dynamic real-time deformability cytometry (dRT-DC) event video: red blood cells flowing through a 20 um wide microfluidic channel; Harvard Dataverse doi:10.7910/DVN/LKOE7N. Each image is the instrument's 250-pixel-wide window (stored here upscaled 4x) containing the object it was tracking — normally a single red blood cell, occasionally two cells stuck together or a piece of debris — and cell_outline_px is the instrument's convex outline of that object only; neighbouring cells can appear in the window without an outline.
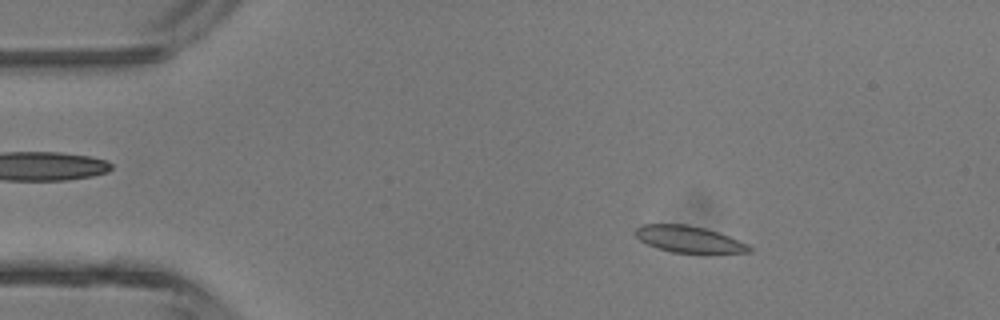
{"species": "common noctule bat (a hibernating species)", "species_latin": "Nyctalus noctula", "temperature_condition": "room temperature", "stored_images_in_passage": 4, "camera_frame_rate_fps": 3000, "um_per_image_px": 0.085, "animal": {"sex": "male", "body_mass_g": 13.3}, "frame": {"image": 1, "passage_image": 2, "time_ms": 1.0, "image_size_px": [1000, 320], "cell_outline_px": [[752, 252], [708, 256], [700, 256], [672, 252], [656, 248], [640, 240], [636, 236], [636, 228], [640, 224], [688, 224], [704, 228], [728, 236], [748, 244], [752, 248]], "centroid_in_image_um": [58.64, 20.4], "position_along_channel_um": 26.4, "area_um2": 18.55}}